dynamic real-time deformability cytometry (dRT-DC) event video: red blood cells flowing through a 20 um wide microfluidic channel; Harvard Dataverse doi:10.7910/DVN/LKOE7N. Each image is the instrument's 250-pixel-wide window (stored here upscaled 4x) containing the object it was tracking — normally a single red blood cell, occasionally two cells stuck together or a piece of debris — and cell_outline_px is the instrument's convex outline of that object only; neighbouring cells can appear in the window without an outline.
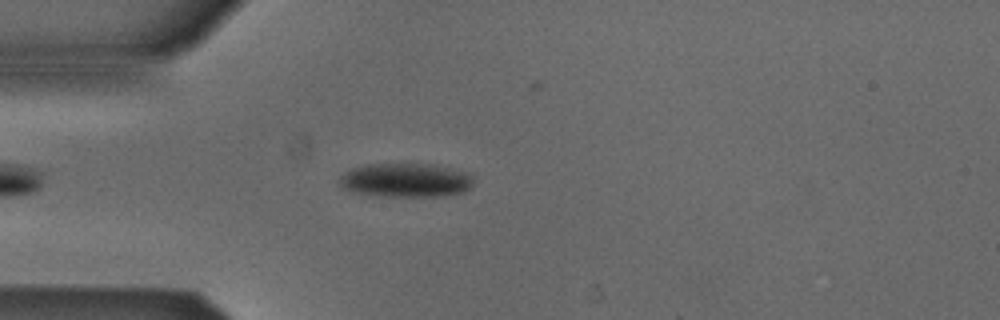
{"species": "Egyptian fruit bat (a non-hibernating species)", "species_latin": "Rousettus aegyptiacus", "temperature_condition": "cold", "stored_images_in_passage": 34, "camera_frame_rate_fps": 3000, "um_per_image_px": 0.085, "animal": {"sex": "male"}, "frame": {"image": 1, "passage_image": 6, "time_ms": 1.667, "image_size_px": [1000, 320], "cell_outline_px": [[472, 184], [464, 192], [444, 196], [380, 196], [352, 192], [340, 188], [336, 184], [336, 180], [344, 172], [352, 168], [368, 164], [432, 164], [468, 172], [472, 176]], "centroid_in_image_um": [34.41, 15.32], "position_along_channel_um": 50.6, "area_um2": 26.88}}
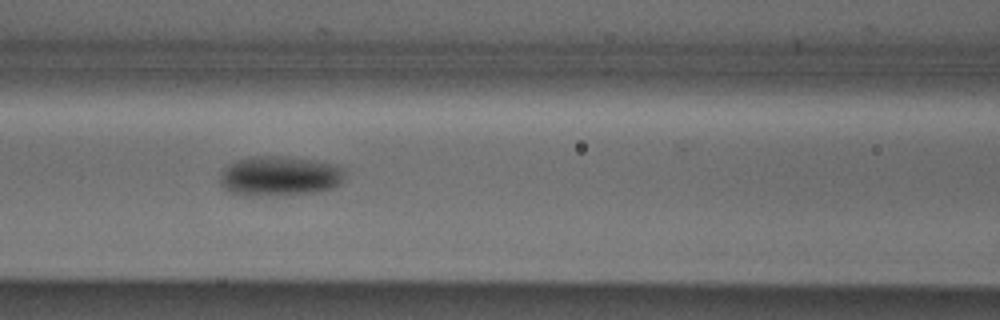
{"frame": {"image": 2, "passage_image": 14, "time_ms": 4.333, "image_size_px": [1000, 320], "cell_outline_px": [[344, 176], [340, 184], [332, 188], [320, 192], [252, 196], [244, 196], [228, 192], [220, 184], [220, 172], [228, 164], [236, 160], [252, 156], [284, 156], [316, 160], [336, 164], [344, 168]], "centroid_in_image_um": [23.75, 14.96], "position_along_channel_um": 142.8, "area_um2": 29.42}}
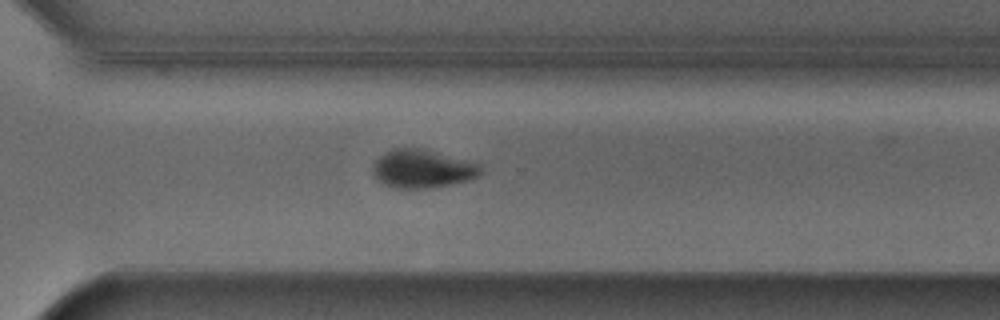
{"frame": {"image": 3, "passage_image": 29, "time_ms": 9.333, "image_size_px": [1000, 320], "cell_outline_px": [[480, 172], [476, 176], [468, 180], [432, 188], [400, 188], [384, 184], [376, 180], [372, 172], [372, 164], [384, 152], [392, 148], [420, 148], [472, 160], [480, 164]], "centroid_in_image_um": [35.88, 14.33], "position_along_channel_um": 334.7, "area_um2": 24.22}}